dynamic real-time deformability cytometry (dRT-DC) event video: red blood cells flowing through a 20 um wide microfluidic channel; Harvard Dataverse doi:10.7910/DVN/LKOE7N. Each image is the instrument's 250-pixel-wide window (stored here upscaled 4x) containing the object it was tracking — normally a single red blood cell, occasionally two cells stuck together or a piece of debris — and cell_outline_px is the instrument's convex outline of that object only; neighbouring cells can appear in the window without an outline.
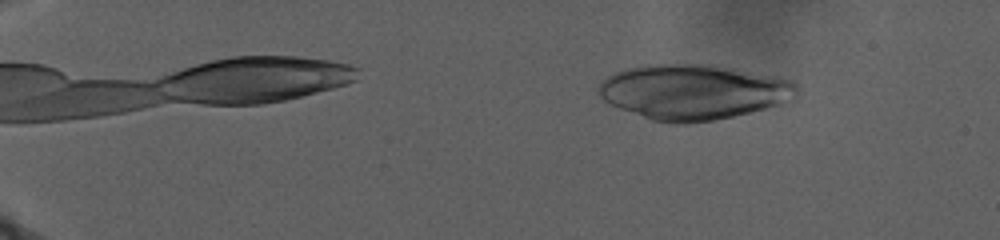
{"species": "human", "species_latin": "Homo sapiens", "temperature_condition": "warm", "stored_images_in_passage": 79, "camera_frame_rate_fps": 3000, "um_per_image_px": 0.085, "donor": {"sex": "male"}, "frame": {"image": 1, "passage_image": 6, "time_ms": 2.0, "image_size_px": [1000, 240], "cell_outline_px": [[796, 100], [732, 116], [712, 120], [684, 124], [676, 124], [652, 120], [620, 108], [604, 100], [596, 92], [596, 88], [608, 76], [616, 72], [628, 68], [644, 64], [716, 64], [792, 80], [796, 84]], "centroid_in_image_um": [58.93, 7.8], "position_along_channel_um": 26.1, "area_um2": 63.64}}
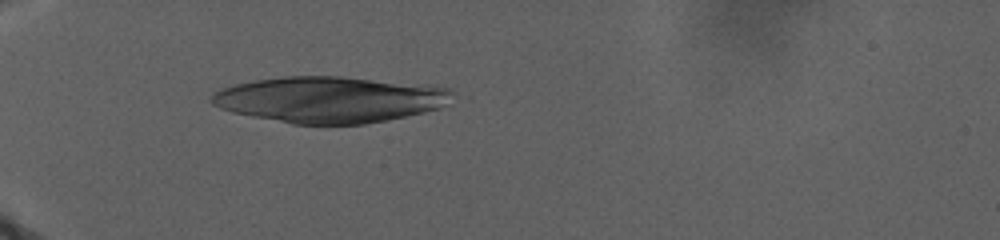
{"frame": {"image": 2, "passage_image": 27, "time_ms": 9.333, "image_size_px": [1000, 240], "cell_outline_px": [[464, 96], [460, 100], [452, 104], [440, 108], [424, 112], [388, 120], [364, 124], [292, 124], [232, 112], [220, 108], [212, 104], [208, 100], [220, 88], [236, 84], [256, 80], [284, 76], [340, 76], [452, 88]], "centroid_in_image_um": [28.15, 8.46], "position_along_channel_um": 56.8, "area_um2": 65.43}}